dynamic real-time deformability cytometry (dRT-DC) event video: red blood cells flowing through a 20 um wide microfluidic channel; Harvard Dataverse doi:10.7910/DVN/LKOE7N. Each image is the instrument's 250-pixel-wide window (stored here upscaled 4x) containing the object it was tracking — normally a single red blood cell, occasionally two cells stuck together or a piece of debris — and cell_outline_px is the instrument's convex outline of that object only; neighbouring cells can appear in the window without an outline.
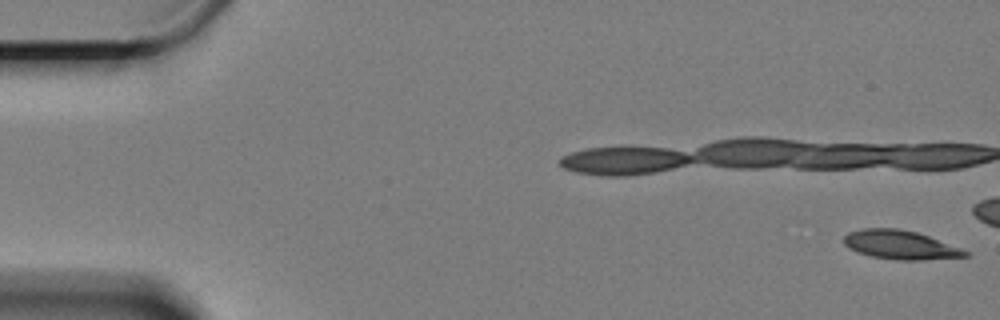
{"species": "Egyptian fruit bat (a non-hibernating species)", "species_latin": "Rousettus aegyptiacus", "temperature_condition": "cold", "stored_images_in_passage": 19, "camera_frame_rate_fps": 3000, "um_per_image_px": 0.085, "animal": {"sex": "female"}, "frame": {"image": 1, "passage_image": 1, "time_ms": 0.0, "image_size_px": [1000, 320], "cell_outline_px": [[968, 256], [924, 260], [896, 260], [872, 256], [856, 252], [848, 248], [844, 244], [844, 236], [848, 232], [864, 228], [896, 228], [916, 232], [928, 236], [960, 248], [968, 252]], "centroid_in_image_um": [76.48, 20.81], "position_along_channel_um": 8.5, "area_um2": 20.29}}